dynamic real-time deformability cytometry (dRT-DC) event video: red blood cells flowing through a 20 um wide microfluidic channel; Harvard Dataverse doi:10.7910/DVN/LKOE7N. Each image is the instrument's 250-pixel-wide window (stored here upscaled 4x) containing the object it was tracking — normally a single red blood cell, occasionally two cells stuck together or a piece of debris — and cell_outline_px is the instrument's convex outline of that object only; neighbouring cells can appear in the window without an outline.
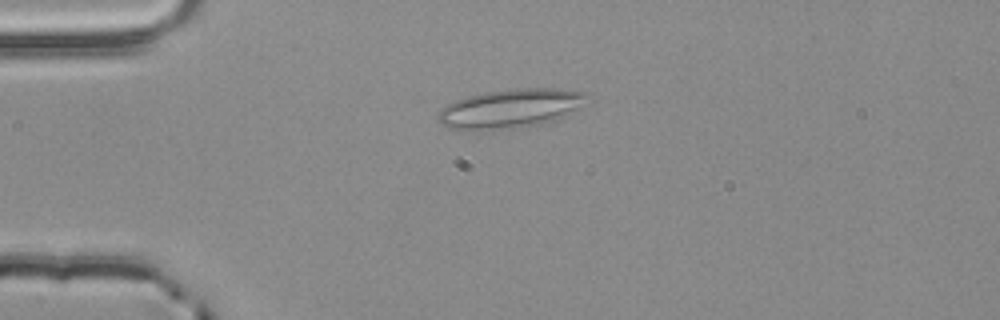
{"species": "common noctule bat (a hibernating species)", "species_latin": "Nyctalus noctula", "temperature_condition": "room temperature", "stored_images_in_passage": 4, "camera_frame_rate_fps": 3000, "um_per_image_px": 0.085, "animal": {"sex": "male", "body_mass_g": 20.4}, "frame": {"image": 1, "passage_image": 3, "time_ms": 0.667, "image_size_px": [1000, 320], "cell_outline_px": [[596, 100], [556, 120], [540, 124], [492, 132], [468, 132], [448, 128], [440, 124], [436, 116], [440, 108], [456, 100], [468, 96], [484, 92], [520, 88], [556, 88], [588, 92]], "centroid_in_image_um": [43.44, 9.25], "position_along_channel_um": 41.6, "area_um2": 35.43}}